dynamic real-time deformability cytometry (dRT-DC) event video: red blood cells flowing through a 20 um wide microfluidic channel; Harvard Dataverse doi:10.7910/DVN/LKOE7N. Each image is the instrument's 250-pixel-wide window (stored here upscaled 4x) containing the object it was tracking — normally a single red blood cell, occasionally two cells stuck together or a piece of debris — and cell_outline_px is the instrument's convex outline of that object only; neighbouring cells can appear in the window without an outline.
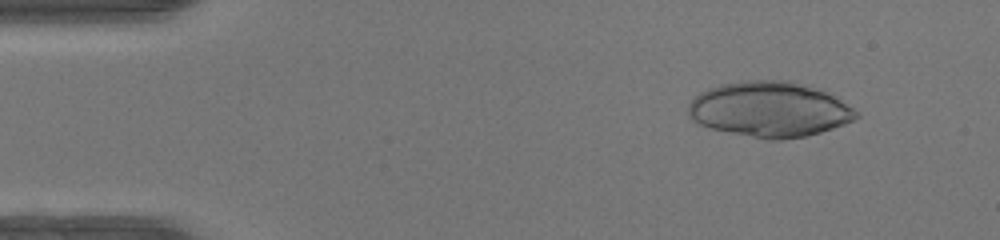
{"species": "human", "species_latin": "Homo sapiens", "temperature_condition": "warm", "stored_images_in_passage": 48, "camera_frame_rate_fps": 3000, "um_per_image_px": 0.085, "donor": {"sex": "female"}, "frame": {"image": 1, "passage_image": 5, "time_ms": 1.333, "image_size_px": [1000, 240], "cell_outline_px": [[860, 116], [844, 124], [820, 132], [804, 136], [780, 140], [768, 140], [708, 128], [696, 124], [688, 116], [688, 104], [700, 92], [708, 88], [720, 84], [744, 80], [788, 80], [816, 88], [840, 100], [860, 112]], "centroid_in_image_um": [65.36, 9.3], "position_along_channel_um": 19.6, "area_um2": 54.16}}
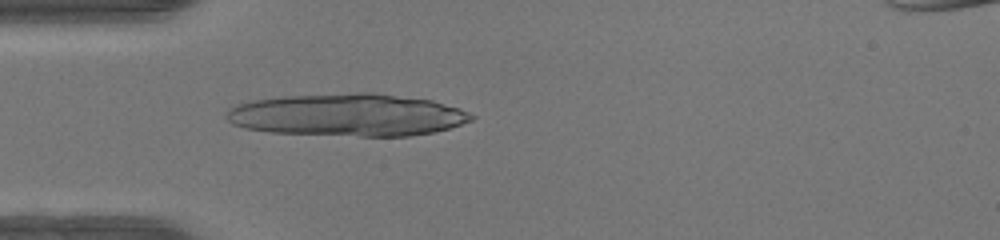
{"frame": {"image": 2, "passage_image": 14, "time_ms": 4.333, "image_size_px": [1000, 240], "cell_outline_px": [[476, 116], [472, 120], [448, 128], [432, 132], [408, 136], [360, 136], [272, 132], [244, 128], [232, 124], [224, 116], [228, 108], [236, 104], [252, 100], [284, 96], [356, 92], [372, 92], [432, 100], [460, 108]], "centroid_in_image_um": [29.52, 9.76], "position_along_channel_um": 55.5, "area_um2": 60.75}}